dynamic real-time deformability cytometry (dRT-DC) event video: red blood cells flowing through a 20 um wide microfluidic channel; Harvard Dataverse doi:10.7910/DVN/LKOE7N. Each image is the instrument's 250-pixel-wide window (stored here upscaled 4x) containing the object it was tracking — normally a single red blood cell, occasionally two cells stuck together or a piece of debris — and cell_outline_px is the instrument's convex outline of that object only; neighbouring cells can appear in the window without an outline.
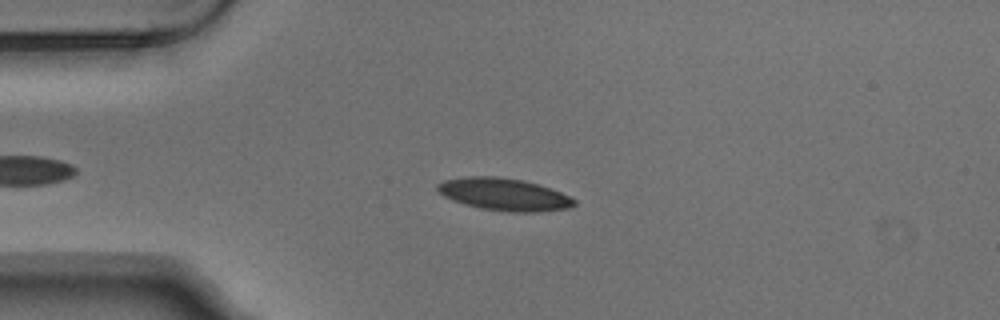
{"species": "Egyptian fruit bat (a non-hibernating species)", "species_latin": "Rousettus aegyptiacus", "temperature_condition": "warm", "stored_images_in_passage": 7, "camera_frame_rate_fps": 3000, "um_per_image_px": 0.085, "animal": {"sex": "male"}, "frame": {"image": 1, "passage_image": 4, "time_ms": 1.0, "image_size_px": [1000, 320], "cell_outline_px": [[576, 204], [568, 208], [540, 212], [512, 212], [480, 208], [464, 204], [452, 200], [444, 196], [436, 188], [436, 184], [444, 180], [468, 176], [496, 176], [524, 180], [560, 192], [576, 200]], "centroid_in_image_um": [42.82, 16.52], "position_along_channel_um": 42.2, "area_um2": 25.66}}
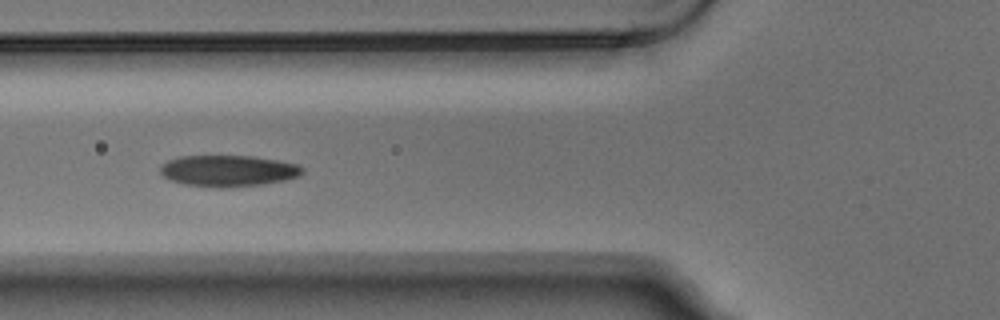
{"frame": {"image": 2, "passage_image": 6, "time_ms": 1.667, "image_size_px": [1000, 320], "cell_outline_px": [[304, 172], [300, 176], [284, 180], [264, 184], [224, 188], [212, 188], [184, 184], [168, 180], [160, 172], [160, 164], [168, 160], [180, 156], [252, 156], [276, 160], [296, 164], [304, 168]], "centroid_in_image_um": [19.36, 14.53], "position_along_channel_um": 106.4, "area_um2": 26.18}}
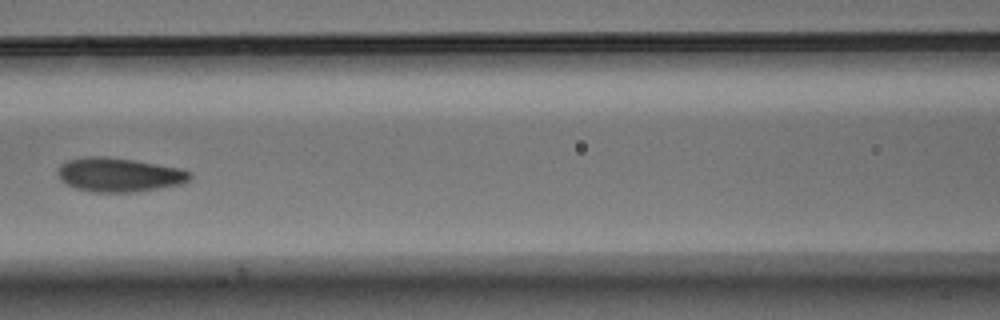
{"frame": {"image": 3, "passage_image": 7, "time_ms": 2.0, "image_size_px": [1000, 320], "cell_outline_px": [[192, 176], [188, 180], [180, 184], [136, 192], [92, 192], [76, 188], [64, 184], [60, 180], [60, 164], [68, 160], [84, 156], [108, 156], [180, 168], [188, 172]], "centroid_in_image_um": [10.08, 14.85], "position_along_channel_um": 156.5, "area_um2": 26.01}}